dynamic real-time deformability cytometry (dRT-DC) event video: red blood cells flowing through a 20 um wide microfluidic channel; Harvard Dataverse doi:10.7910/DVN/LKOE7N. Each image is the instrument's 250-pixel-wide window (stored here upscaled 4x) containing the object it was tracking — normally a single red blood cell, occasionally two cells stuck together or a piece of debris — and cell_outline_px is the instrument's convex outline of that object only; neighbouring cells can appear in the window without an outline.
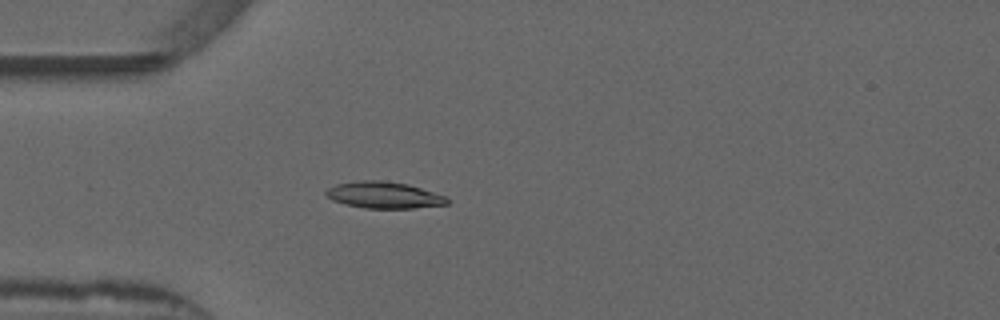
{"species": "common noctule bat (a hibernating species)", "species_latin": "Nyctalus noctula", "temperature_condition": "warm", "stored_images_in_passage": 5, "camera_frame_rate_fps": 3000, "um_per_image_px": 0.085, "animal": {"sex": "male", "forearm_length_mm": 52.5}, "frame": {"image": 1, "passage_image": 1, "time_ms": 0.0, "image_size_px": [1000, 320], "cell_outline_px": [[448, 204], [412, 208], [364, 208], [344, 204], [332, 200], [324, 192], [328, 188], [336, 184], [364, 180], [380, 180], [408, 184], [444, 196], [448, 200]], "centroid_in_image_um": [32.59, 16.58], "position_along_channel_um": 52.4, "area_um2": 18.5}}